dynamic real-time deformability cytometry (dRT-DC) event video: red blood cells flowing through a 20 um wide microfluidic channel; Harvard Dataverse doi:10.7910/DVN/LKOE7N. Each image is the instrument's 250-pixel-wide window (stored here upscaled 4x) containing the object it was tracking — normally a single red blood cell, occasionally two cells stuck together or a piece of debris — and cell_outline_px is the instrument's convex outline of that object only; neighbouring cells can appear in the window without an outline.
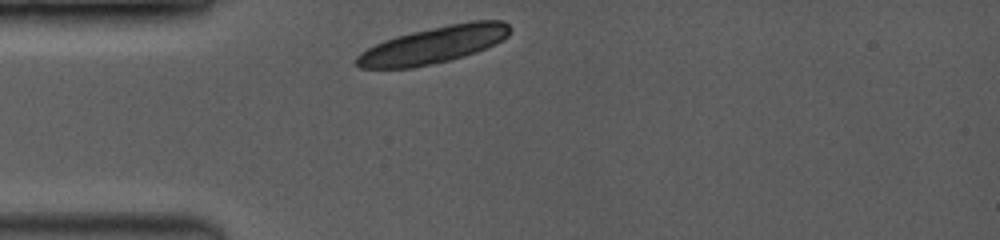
{"species": "common noctule bat (a hibernating species)", "species_latin": "Nyctalus noctula", "temperature_condition": "room temperature", "stored_images_in_passage": 2, "camera_frame_rate_fps": 3500, "um_per_image_px": 0.085, "animal": {"sex": "female", "body_mass_g": 19.0, "forearm_length_mm": 53.3}, "frame": {"image": 1, "passage_image": 1, "time_ms": 0.0, "image_size_px": [1000, 240], "cell_outline_px": [[512, 28], [508, 36], [484, 48], [448, 60], [412, 68], [360, 68], [356, 64], [356, 56], [360, 52], [384, 40], [396, 36], [412, 32], [448, 24], [472, 20], [504, 20]], "centroid_in_image_um": [36.84, 3.8], "position_along_channel_um": 48.2, "area_um2": 32.48}}